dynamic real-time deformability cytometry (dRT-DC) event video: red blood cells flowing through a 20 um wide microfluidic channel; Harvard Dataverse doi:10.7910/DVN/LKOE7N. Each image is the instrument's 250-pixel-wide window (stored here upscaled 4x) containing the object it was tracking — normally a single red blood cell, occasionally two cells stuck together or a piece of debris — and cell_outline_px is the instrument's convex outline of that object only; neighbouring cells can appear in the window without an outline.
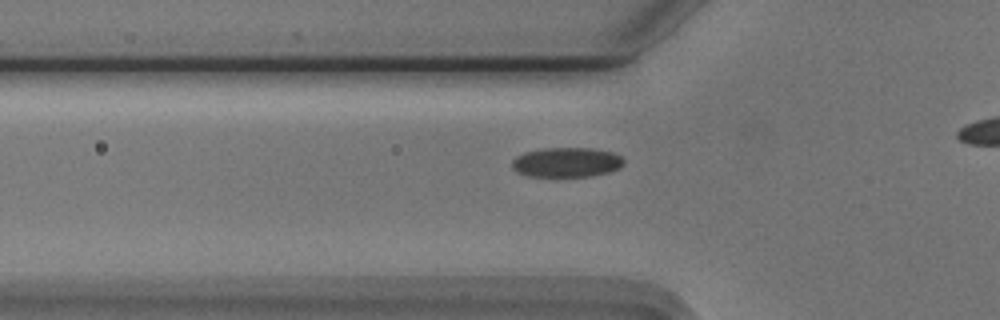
{"species": "Egyptian fruit bat (a non-hibernating species)", "species_latin": "Rousettus aegyptiacus", "temperature_condition": "cold", "stored_images_in_passage": 35, "camera_frame_rate_fps": 3000, "um_per_image_px": 0.085, "animal": {"sex": "male"}, "frame": {"image": 1, "passage_image": 6, "time_ms": 1.667, "image_size_px": [1000, 320], "cell_outline_px": [[624, 164], [620, 168], [608, 172], [592, 176], [528, 176], [516, 172], [512, 168], [512, 160], [516, 156], [524, 152], [544, 148], [592, 148], [612, 152], [620, 156], [624, 160]], "centroid_in_image_um": [48.15, 13.79], "position_along_channel_um": 77.7, "area_um2": 19.42}}
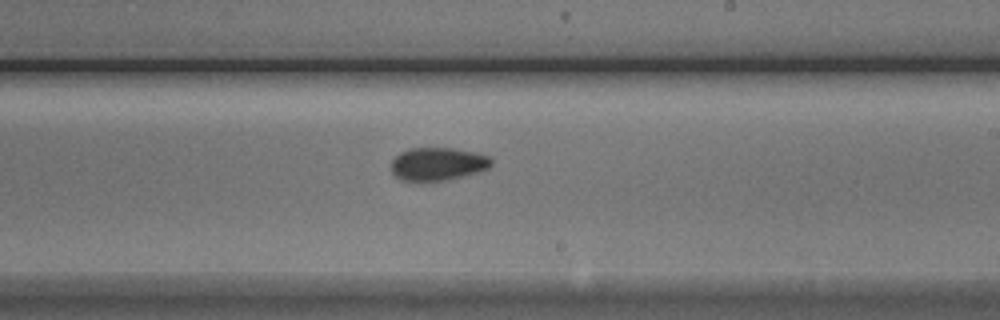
{"frame": {"image": 2, "passage_image": 20, "time_ms": 6.333, "image_size_px": [1000, 320], "cell_outline_px": [[492, 164], [488, 168], [480, 172], [448, 180], [400, 180], [392, 172], [392, 160], [400, 152], [412, 148], [452, 148], [476, 152], [488, 156], [492, 160]], "centroid_in_image_um": [37.24, 13.93], "position_along_channel_um": 251.8, "area_um2": 19.19}}
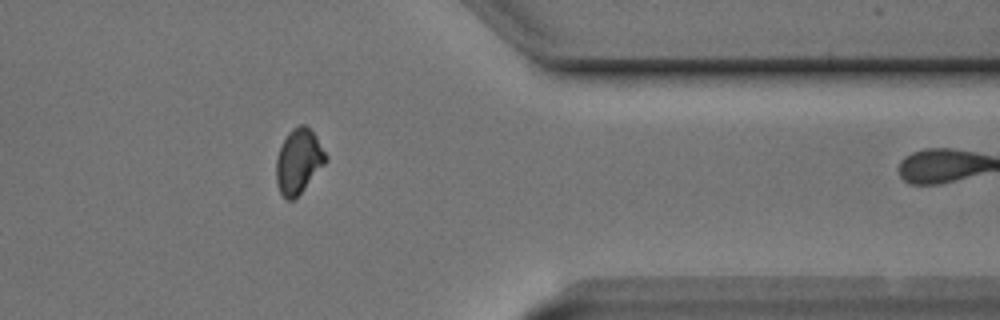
{"frame": {"image": 3, "passage_image": 32, "time_ms": 10.333, "image_size_px": [1000, 320], "cell_outline_px": [[328, 160], [304, 188], [292, 200], [284, 200], [276, 184], [276, 160], [280, 148], [288, 132], [292, 128], [300, 124], [304, 124], [316, 136], [328, 156]], "centroid_in_image_um": [25.37, 13.7], "position_along_channel_um": 386.0, "area_um2": 18.55}, "authors_computed_cell_mechanics": {"area_um2": 19.4208, "velocity_mm_per_s": 3.7246, "shape_relaxation_time_tau1_ms": 6.3247, "shape_relaxation_time_tau2_ms": 1.7563, "deformation_change_tau1": 0.1121, "deformation_change_tau2": 0.0591}}